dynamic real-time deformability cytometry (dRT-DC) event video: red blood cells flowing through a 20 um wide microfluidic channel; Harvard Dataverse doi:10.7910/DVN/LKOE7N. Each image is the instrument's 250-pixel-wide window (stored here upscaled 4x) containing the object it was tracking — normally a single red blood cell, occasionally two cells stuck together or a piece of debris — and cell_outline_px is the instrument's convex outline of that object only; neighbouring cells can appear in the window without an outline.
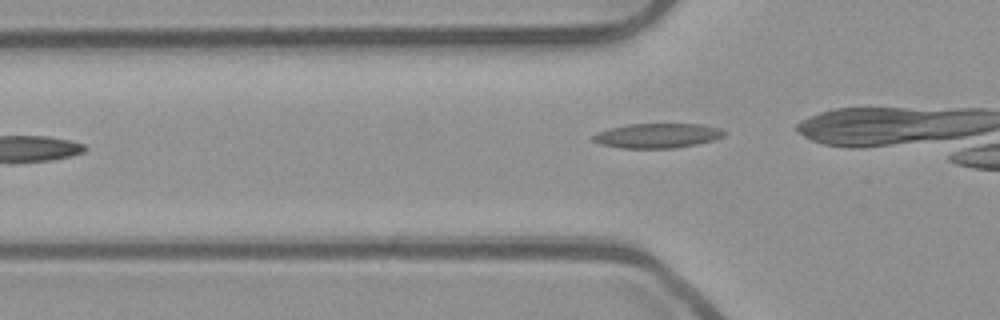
{"species": "common noctule bat (a hibernating species)", "species_latin": "Nyctalus noctula", "temperature_condition": "room temperature", "stored_images_in_passage": 9, "camera_frame_rate_fps": 3000, "um_per_image_px": 0.085, "animal": {"sex": "male", "body_mass_g": 23.1, "forearm_length_mm": 52.7}, "frame": {"image": 1, "passage_image": 4, "time_ms": 1.0, "image_size_px": [1000, 320], "cell_outline_px": [[728, 132], [724, 136], [712, 140], [696, 144], [676, 148], [624, 148], [600, 144], [592, 140], [592, 136], [600, 132], [612, 128], [628, 124], [700, 124], [720, 128]], "centroid_in_image_um": [55.92, 11.53], "position_along_channel_um": 69.9, "area_um2": 18.67}}